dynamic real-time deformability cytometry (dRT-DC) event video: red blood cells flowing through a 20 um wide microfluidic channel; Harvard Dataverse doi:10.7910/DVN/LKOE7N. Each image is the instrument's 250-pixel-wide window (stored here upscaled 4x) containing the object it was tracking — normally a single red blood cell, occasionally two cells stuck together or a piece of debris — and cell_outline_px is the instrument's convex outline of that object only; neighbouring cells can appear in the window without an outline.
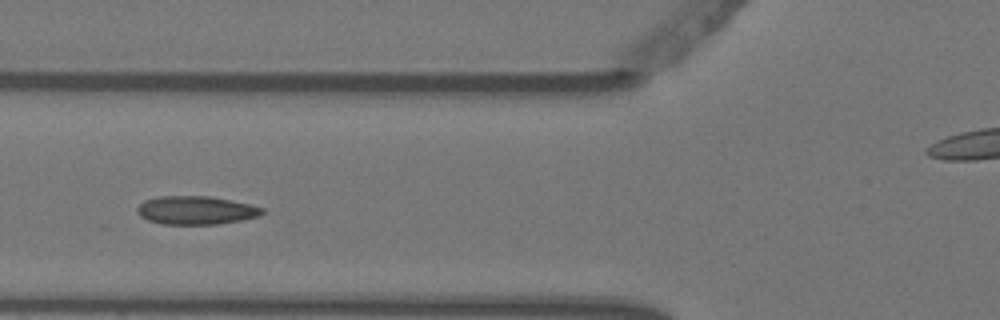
{"species": "Egyptian fruit bat (a non-hibernating species)", "species_latin": "Rousettus aegyptiacus", "temperature_condition": "warm", "stored_images_in_passage": 8, "camera_frame_rate_fps": 3000, "um_per_image_px": 0.085, "animal": {"sex": "female"}, "frame": {"image": 1, "passage_image": 3, "time_ms": 0.667, "image_size_px": [1000, 320], "cell_outline_px": [[264, 212], [260, 216], [240, 220], [216, 224], [160, 224], [148, 220], [140, 216], [136, 212], [136, 208], [144, 200], [160, 196], [212, 196], [248, 204], [264, 208]], "centroid_in_image_um": [16.63, 17.87], "position_along_channel_um": 109.2, "area_um2": 20.69}}
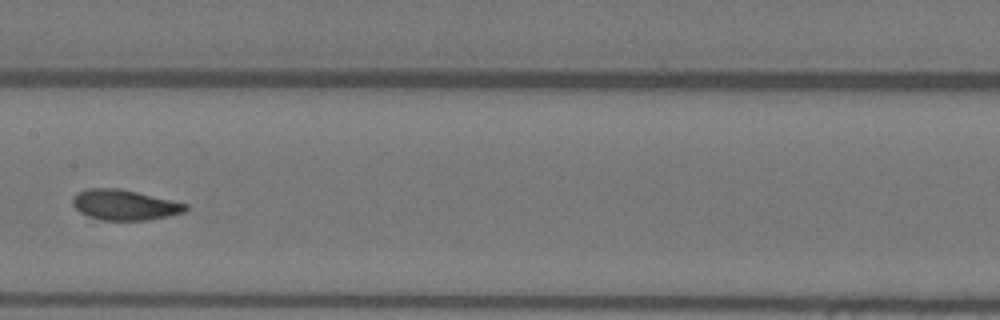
{"frame": {"image": 2, "passage_image": 5, "time_ms": 1.333, "image_size_px": [1000, 320], "cell_outline_px": [[188, 208], [184, 212], [168, 216], [148, 220], [100, 220], [88, 216], [80, 212], [72, 204], [72, 200], [76, 192], [88, 188], [116, 188], [136, 192], [188, 204]], "centroid_in_image_um": [10.56, 17.42], "position_along_channel_um": 196.8, "area_um2": 19.88}}
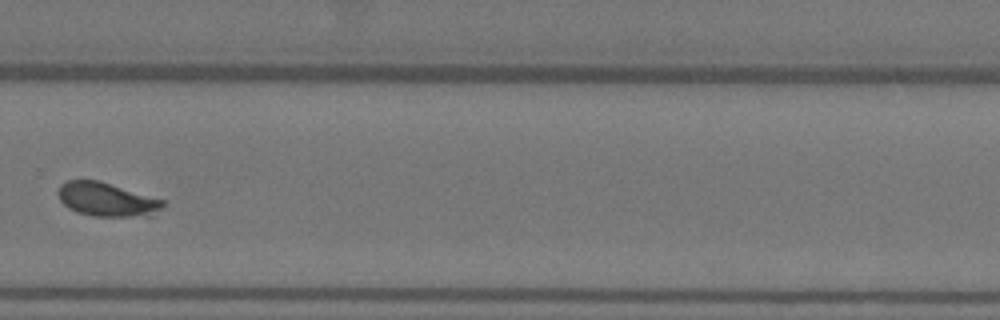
{"frame": {"image": 3, "passage_image": 8, "time_ms": 2.333, "image_size_px": [1000, 320], "cell_outline_px": [[164, 204], [152, 216], [92, 216], [76, 212], [68, 208], [60, 200], [60, 184], [68, 180], [100, 180], [164, 200]], "centroid_in_image_um": [9.08, 16.95], "position_along_channel_um": 320.7, "area_um2": 20.52}}